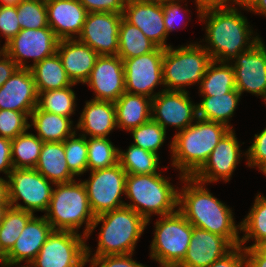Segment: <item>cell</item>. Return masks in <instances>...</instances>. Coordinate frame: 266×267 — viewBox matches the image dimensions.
<instances>
[{
  "label": "cell",
  "mask_w": 266,
  "mask_h": 267,
  "mask_svg": "<svg viewBox=\"0 0 266 267\" xmlns=\"http://www.w3.org/2000/svg\"><path fill=\"white\" fill-rule=\"evenodd\" d=\"M178 189V211L196 228L224 237L233 247L240 245L241 222L236 224L233 210L193 177H183Z\"/></svg>",
  "instance_id": "1"
},
{
  "label": "cell",
  "mask_w": 266,
  "mask_h": 267,
  "mask_svg": "<svg viewBox=\"0 0 266 267\" xmlns=\"http://www.w3.org/2000/svg\"><path fill=\"white\" fill-rule=\"evenodd\" d=\"M199 21L206 25L205 38L199 43L205 42L201 45L214 61L230 63L262 39L239 9L226 7L203 12Z\"/></svg>",
  "instance_id": "2"
},
{
  "label": "cell",
  "mask_w": 266,
  "mask_h": 267,
  "mask_svg": "<svg viewBox=\"0 0 266 267\" xmlns=\"http://www.w3.org/2000/svg\"><path fill=\"white\" fill-rule=\"evenodd\" d=\"M230 129L219 122L197 118L169 142L171 166L179 170V180L192 177L206 162L221 138Z\"/></svg>",
  "instance_id": "3"
},
{
  "label": "cell",
  "mask_w": 266,
  "mask_h": 267,
  "mask_svg": "<svg viewBox=\"0 0 266 267\" xmlns=\"http://www.w3.org/2000/svg\"><path fill=\"white\" fill-rule=\"evenodd\" d=\"M101 224L96 251L86 244V257L134 254L136 245L147 229V221L133 209L121 207L95 216L86 240Z\"/></svg>",
  "instance_id": "4"
},
{
  "label": "cell",
  "mask_w": 266,
  "mask_h": 267,
  "mask_svg": "<svg viewBox=\"0 0 266 267\" xmlns=\"http://www.w3.org/2000/svg\"><path fill=\"white\" fill-rule=\"evenodd\" d=\"M171 178L156 174H127L125 195L130 202L125 206L141 215L150 225L152 215L166 216L178 210V186ZM176 187V188H175Z\"/></svg>",
  "instance_id": "5"
},
{
  "label": "cell",
  "mask_w": 266,
  "mask_h": 267,
  "mask_svg": "<svg viewBox=\"0 0 266 267\" xmlns=\"http://www.w3.org/2000/svg\"><path fill=\"white\" fill-rule=\"evenodd\" d=\"M44 216L53 230L79 233V229L84 225L82 233L87 237L95 215L91 211L86 188L81 179L55 184L50 205Z\"/></svg>",
  "instance_id": "6"
},
{
  "label": "cell",
  "mask_w": 266,
  "mask_h": 267,
  "mask_svg": "<svg viewBox=\"0 0 266 267\" xmlns=\"http://www.w3.org/2000/svg\"><path fill=\"white\" fill-rule=\"evenodd\" d=\"M211 61L209 53L198 41L165 48L162 65L164 89L188 91L186 87L199 85Z\"/></svg>",
  "instance_id": "7"
},
{
  "label": "cell",
  "mask_w": 266,
  "mask_h": 267,
  "mask_svg": "<svg viewBox=\"0 0 266 267\" xmlns=\"http://www.w3.org/2000/svg\"><path fill=\"white\" fill-rule=\"evenodd\" d=\"M150 259L159 266H178L184 259L192 236V225L177 210L154 222Z\"/></svg>",
  "instance_id": "8"
},
{
  "label": "cell",
  "mask_w": 266,
  "mask_h": 267,
  "mask_svg": "<svg viewBox=\"0 0 266 267\" xmlns=\"http://www.w3.org/2000/svg\"><path fill=\"white\" fill-rule=\"evenodd\" d=\"M10 206L31 213L48 210L54 183L35 168H13L7 177ZM22 200L23 204H20Z\"/></svg>",
  "instance_id": "9"
},
{
  "label": "cell",
  "mask_w": 266,
  "mask_h": 267,
  "mask_svg": "<svg viewBox=\"0 0 266 267\" xmlns=\"http://www.w3.org/2000/svg\"><path fill=\"white\" fill-rule=\"evenodd\" d=\"M89 178L81 180L86 188L89 205L95 216L125 206L126 171L116 164L109 168L90 171Z\"/></svg>",
  "instance_id": "10"
},
{
  "label": "cell",
  "mask_w": 266,
  "mask_h": 267,
  "mask_svg": "<svg viewBox=\"0 0 266 267\" xmlns=\"http://www.w3.org/2000/svg\"><path fill=\"white\" fill-rule=\"evenodd\" d=\"M86 244L81 232L53 230L31 263L35 267H85Z\"/></svg>",
  "instance_id": "11"
},
{
  "label": "cell",
  "mask_w": 266,
  "mask_h": 267,
  "mask_svg": "<svg viewBox=\"0 0 266 267\" xmlns=\"http://www.w3.org/2000/svg\"><path fill=\"white\" fill-rule=\"evenodd\" d=\"M163 56L164 49L157 47L147 54L122 60L126 92L152 99L161 92L155 91L159 85L165 90L162 75Z\"/></svg>",
  "instance_id": "12"
},
{
  "label": "cell",
  "mask_w": 266,
  "mask_h": 267,
  "mask_svg": "<svg viewBox=\"0 0 266 267\" xmlns=\"http://www.w3.org/2000/svg\"><path fill=\"white\" fill-rule=\"evenodd\" d=\"M59 38L48 26L39 29H22L6 43V54L19 68H31L44 58L57 52ZM32 64L28 63V59Z\"/></svg>",
  "instance_id": "13"
},
{
  "label": "cell",
  "mask_w": 266,
  "mask_h": 267,
  "mask_svg": "<svg viewBox=\"0 0 266 267\" xmlns=\"http://www.w3.org/2000/svg\"><path fill=\"white\" fill-rule=\"evenodd\" d=\"M151 118L166 131L176 128L178 133L193 124L197 117V103L189 91L163 90L152 98Z\"/></svg>",
  "instance_id": "14"
},
{
  "label": "cell",
  "mask_w": 266,
  "mask_h": 267,
  "mask_svg": "<svg viewBox=\"0 0 266 267\" xmlns=\"http://www.w3.org/2000/svg\"><path fill=\"white\" fill-rule=\"evenodd\" d=\"M243 157H247L246 150L243 153L235 130L230 129L192 177L205 184L216 183L219 180L229 182Z\"/></svg>",
  "instance_id": "15"
},
{
  "label": "cell",
  "mask_w": 266,
  "mask_h": 267,
  "mask_svg": "<svg viewBox=\"0 0 266 267\" xmlns=\"http://www.w3.org/2000/svg\"><path fill=\"white\" fill-rule=\"evenodd\" d=\"M236 89L241 94L251 93L260 98L266 92V45L263 39L250 50L238 54L231 62Z\"/></svg>",
  "instance_id": "16"
},
{
  "label": "cell",
  "mask_w": 266,
  "mask_h": 267,
  "mask_svg": "<svg viewBox=\"0 0 266 267\" xmlns=\"http://www.w3.org/2000/svg\"><path fill=\"white\" fill-rule=\"evenodd\" d=\"M122 14L89 12L77 39L91 47L98 55H117Z\"/></svg>",
  "instance_id": "17"
},
{
  "label": "cell",
  "mask_w": 266,
  "mask_h": 267,
  "mask_svg": "<svg viewBox=\"0 0 266 267\" xmlns=\"http://www.w3.org/2000/svg\"><path fill=\"white\" fill-rule=\"evenodd\" d=\"M84 84L94 92L93 99L116 102L126 92L122 59L118 55H99Z\"/></svg>",
  "instance_id": "18"
},
{
  "label": "cell",
  "mask_w": 266,
  "mask_h": 267,
  "mask_svg": "<svg viewBox=\"0 0 266 267\" xmlns=\"http://www.w3.org/2000/svg\"><path fill=\"white\" fill-rule=\"evenodd\" d=\"M123 18L138 27L157 47L168 48L164 23L163 2L150 0H127Z\"/></svg>",
  "instance_id": "19"
},
{
  "label": "cell",
  "mask_w": 266,
  "mask_h": 267,
  "mask_svg": "<svg viewBox=\"0 0 266 267\" xmlns=\"http://www.w3.org/2000/svg\"><path fill=\"white\" fill-rule=\"evenodd\" d=\"M38 92L29 68H18L0 87V109L25 113L28 117L37 107Z\"/></svg>",
  "instance_id": "20"
},
{
  "label": "cell",
  "mask_w": 266,
  "mask_h": 267,
  "mask_svg": "<svg viewBox=\"0 0 266 267\" xmlns=\"http://www.w3.org/2000/svg\"><path fill=\"white\" fill-rule=\"evenodd\" d=\"M233 246L222 236L192 226V236L180 267H208Z\"/></svg>",
  "instance_id": "21"
},
{
  "label": "cell",
  "mask_w": 266,
  "mask_h": 267,
  "mask_svg": "<svg viewBox=\"0 0 266 267\" xmlns=\"http://www.w3.org/2000/svg\"><path fill=\"white\" fill-rule=\"evenodd\" d=\"M46 9L48 26L60 40L80 35L88 12L78 0H53Z\"/></svg>",
  "instance_id": "22"
},
{
  "label": "cell",
  "mask_w": 266,
  "mask_h": 267,
  "mask_svg": "<svg viewBox=\"0 0 266 267\" xmlns=\"http://www.w3.org/2000/svg\"><path fill=\"white\" fill-rule=\"evenodd\" d=\"M53 228L45 216H33L26 224L12 249L6 254V264L31 263L46 242Z\"/></svg>",
  "instance_id": "23"
},
{
  "label": "cell",
  "mask_w": 266,
  "mask_h": 267,
  "mask_svg": "<svg viewBox=\"0 0 266 267\" xmlns=\"http://www.w3.org/2000/svg\"><path fill=\"white\" fill-rule=\"evenodd\" d=\"M57 53L65 72L76 85L79 83L84 85L99 56L91 47L77 38L59 40Z\"/></svg>",
  "instance_id": "24"
},
{
  "label": "cell",
  "mask_w": 266,
  "mask_h": 267,
  "mask_svg": "<svg viewBox=\"0 0 266 267\" xmlns=\"http://www.w3.org/2000/svg\"><path fill=\"white\" fill-rule=\"evenodd\" d=\"M118 129L114 102L87 100L76 123V131L85 137L108 138L113 130Z\"/></svg>",
  "instance_id": "25"
},
{
  "label": "cell",
  "mask_w": 266,
  "mask_h": 267,
  "mask_svg": "<svg viewBox=\"0 0 266 267\" xmlns=\"http://www.w3.org/2000/svg\"><path fill=\"white\" fill-rule=\"evenodd\" d=\"M29 128L43 142H64L76 132V124L68 117L43 111L36 107L29 116ZM75 126V127H73Z\"/></svg>",
  "instance_id": "26"
},
{
  "label": "cell",
  "mask_w": 266,
  "mask_h": 267,
  "mask_svg": "<svg viewBox=\"0 0 266 267\" xmlns=\"http://www.w3.org/2000/svg\"><path fill=\"white\" fill-rule=\"evenodd\" d=\"M117 128L129 132L151 119L152 99L124 92L114 102Z\"/></svg>",
  "instance_id": "27"
},
{
  "label": "cell",
  "mask_w": 266,
  "mask_h": 267,
  "mask_svg": "<svg viewBox=\"0 0 266 267\" xmlns=\"http://www.w3.org/2000/svg\"><path fill=\"white\" fill-rule=\"evenodd\" d=\"M35 169L54 184L78 179L68 168L63 142H43Z\"/></svg>",
  "instance_id": "28"
},
{
  "label": "cell",
  "mask_w": 266,
  "mask_h": 267,
  "mask_svg": "<svg viewBox=\"0 0 266 267\" xmlns=\"http://www.w3.org/2000/svg\"><path fill=\"white\" fill-rule=\"evenodd\" d=\"M241 97L237 90H232L223 95L201 96L200 103L197 102V117L219 122L229 129H234L230 122L238 108Z\"/></svg>",
  "instance_id": "29"
},
{
  "label": "cell",
  "mask_w": 266,
  "mask_h": 267,
  "mask_svg": "<svg viewBox=\"0 0 266 267\" xmlns=\"http://www.w3.org/2000/svg\"><path fill=\"white\" fill-rule=\"evenodd\" d=\"M38 93L55 89H62L73 84L62 65L56 52L52 56L44 58L30 68Z\"/></svg>",
  "instance_id": "30"
},
{
  "label": "cell",
  "mask_w": 266,
  "mask_h": 267,
  "mask_svg": "<svg viewBox=\"0 0 266 267\" xmlns=\"http://www.w3.org/2000/svg\"><path fill=\"white\" fill-rule=\"evenodd\" d=\"M198 89L199 96L223 95L237 90L232 64L212 60L207 66Z\"/></svg>",
  "instance_id": "31"
},
{
  "label": "cell",
  "mask_w": 266,
  "mask_h": 267,
  "mask_svg": "<svg viewBox=\"0 0 266 267\" xmlns=\"http://www.w3.org/2000/svg\"><path fill=\"white\" fill-rule=\"evenodd\" d=\"M241 231L240 245L243 248L258 247L266 241V196L259 192L255 195L253 205L241 221ZM250 240L253 244L246 246Z\"/></svg>",
  "instance_id": "32"
},
{
  "label": "cell",
  "mask_w": 266,
  "mask_h": 267,
  "mask_svg": "<svg viewBox=\"0 0 266 267\" xmlns=\"http://www.w3.org/2000/svg\"><path fill=\"white\" fill-rule=\"evenodd\" d=\"M118 39L117 55L122 60L147 54L157 48L138 27L130 24L123 17L120 22Z\"/></svg>",
  "instance_id": "33"
},
{
  "label": "cell",
  "mask_w": 266,
  "mask_h": 267,
  "mask_svg": "<svg viewBox=\"0 0 266 267\" xmlns=\"http://www.w3.org/2000/svg\"><path fill=\"white\" fill-rule=\"evenodd\" d=\"M159 155L134 144L119 149L118 163L127 174H156L160 169Z\"/></svg>",
  "instance_id": "34"
},
{
  "label": "cell",
  "mask_w": 266,
  "mask_h": 267,
  "mask_svg": "<svg viewBox=\"0 0 266 267\" xmlns=\"http://www.w3.org/2000/svg\"><path fill=\"white\" fill-rule=\"evenodd\" d=\"M43 141L28 130L11 140L13 168H35Z\"/></svg>",
  "instance_id": "35"
},
{
  "label": "cell",
  "mask_w": 266,
  "mask_h": 267,
  "mask_svg": "<svg viewBox=\"0 0 266 267\" xmlns=\"http://www.w3.org/2000/svg\"><path fill=\"white\" fill-rule=\"evenodd\" d=\"M70 85L62 89H55L38 93L37 107L43 111L62 115L71 119L77 110V97Z\"/></svg>",
  "instance_id": "36"
},
{
  "label": "cell",
  "mask_w": 266,
  "mask_h": 267,
  "mask_svg": "<svg viewBox=\"0 0 266 267\" xmlns=\"http://www.w3.org/2000/svg\"><path fill=\"white\" fill-rule=\"evenodd\" d=\"M88 171L104 169L118 164L119 148L108 138L86 137Z\"/></svg>",
  "instance_id": "37"
},
{
  "label": "cell",
  "mask_w": 266,
  "mask_h": 267,
  "mask_svg": "<svg viewBox=\"0 0 266 267\" xmlns=\"http://www.w3.org/2000/svg\"><path fill=\"white\" fill-rule=\"evenodd\" d=\"M36 214L9 207L0 224V246L7 254L25 228L27 222Z\"/></svg>",
  "instance_id": "38"
},
{
  "label": "cell",
  "mask_w": 266,
  "mask_h": 267,
  "mask_svg": "<svg viewBox=\"0 0 266 267\" xmlns=\"http://www.w3.org/2000/svg\"><path fill=\"white\" fill-rule=\"evenodd\" d=\"M131 132V133H130ZM133 138V143L142 149L158 154V150L161 149L167 140V131L152 118L144 124L133 128L129 131Z\"/></svg>",
  "instance_id": "39"
},
{
  "label": "cell",
  "mask_w": 266,
  "mask_h": 267,
  "mask_svg": "<svg viewBox=\"0 0 266 267\" xmlns=\"http://www.w3.org/2000/svg\"><path fill=\"white\" fill-rule=\"evenodd\" d=\"M78 135V136H77ZM65 159L70 172L77 178L88 172L87 139L76 131L64 142Z\"/></svg>",
  "instance_id": "40"
},
{
  "label": "cell",
  "mask_w": 266,
  "mask_h": 267,
  "mask_svg": "<svg viewBox=\"0 0 266 267\" xmlns=\"http://www.w3.org/2000/svg\"><path fill=\"white\" fill-rule=\"evenodd\" d=\"M16 6L21 30L48 27L46 3L42 0H22Z\"/></svg>",
  "instance_id": "41"
},
{
  "label": "cell",
  "mask_w": 266,
  "mask_h": 267,
  "mask_svg": "<svg viewBox=\"0 0 266 267\" xmlns=\"http://www.w3.org/2000/svg\"><path fill=\"white\" fill-rule=\"evenodd\" d=\"M29 117L19 111L0 109V136L10 140L29 130Z\"/></svg>",
  "instance_id": "42"
},
{
  "label": "cell",
  "mask_w": 266,
  "mask_h": 267,
  "mask_svg": "<svg viewBox=\"0 0 266 267\" xmlns=\"http://www.w3.org/2000/svg\"><path fill=\"white\" fill-rule=\"evenodd\" d=\"M250 143L246 150V166L262 172L266 168V127L260 133L254 134Z\"/></svg>",
  "instance_id": "43"
},
{
  "label": "cell",
  "mask_w": 266,
  "mask_h": 267,
  "mask_svg": "<svg viewBox=\"0 0 266 267\" xmlns=\"http://www.w3.org/2000/svg\"><path fill=\"white\" fill-rule=\"evenodd\" d=\"M20 30L17 6L0 5V37H4V44L15 37Z\"/></svg>",
  "instance_id": "44"
},
{
  "label": "cell",
  "mask_w": 266,
  "mask_h": 267,
  "mask_svg": "<svg viewBox=\"0 0 266 267\" xmlns=\"http://www.w3.org/2000/svg\"><path fill=\"white\" fill-rule=\"evenodd\" d=\"M186 1L187 0H175V1L163 2V15H164V23L167 32V37L169 36L170 32H173L174 30L178 29L176 26L178 25L176 24L177 20L181 19L180 21L182 23L184 17L185 19L188 17L187 13L190 12V9H188L187 4H185V7L182 6L183 5L182 3Z\"/></svg>",
  "instance_id": "45"
},
{
  "label": "cell",
  "mask_w": 266,
  "mask_h": 267,
  "mask_svg": "<svg viewBox=\"0 0 266 267\" xmlns=\"http://www.w3.org/2000/svg\"><path fill=\"white\" fill-rule=\"evenodd\" d=\"M134 254L110 255L101 257H86V264L89 267H146V265L136 261Z\"/></svg>",
  "instance_id": "46"
},
{
  "label": "cell",
  "mask_w": 266,
  "mask_h": 267,
  "mask_svg": "<svg viewBox=\"0 0 266 267\" xmlns=\"http://www.w3.org/2000/svg\"><path fill=\"white\" fill-rule=\"evenodd\" d=\"M89 12H111L123 14L127 0H78Z\"/></svg>",
  "instance_id": "47"
},
{
  "label": "cell",
  "mask_w": 266,
  "mask_h": 267,
  "mask_svg": "<svg viewBox=\"0 0 266 267\" xmlns=\"http://www.w3.org/2000/svg\"><path fill=\"white\" fill-rule=\"evenodd\" d=\"M246 265V255L244 248L239 245L233 247L222 258L214 261L208 267H244Z\"/></svg>",
  "instance_id": "48"
},
{
  "label": "cell",
  "mask_w": 266,
  "mask_h": 267,
  "mask_svg": "<svg viewBox=\"0 0 266 267\" xmlns=\"http://www.w3.org/2000/svg\"><path fill=\"white\" fill-rule=\"evenodd\" d=\"M12 169L11 140L0 136V173L7 178Z\"/></svg>",
  "instance_id": "49"
},
{
  "label": "cell",
  "mask_w": 266,
  "mask_h": 267,
  "mask_svg": "<svg viewBox=\"0 0 266 267\" xmlns=\"http://www.w3.org/2000/svg\"><path fill=\"white\" fill-rule=\"evenodd\" d=\"M247 267H266V254L258 247L244 248Z\"/></svg>",
  "instance_id": "50"
},
{
  "label": "cell",
  "mask_w": 266,
  "mask_h": 267,
  "mask_svg": "<svg viewBox=\"0 0 266 267\" xmlns=\"http://www.w3.org/2000/svg\"><path fill=\"white\" fill-rule=\"evenodd\" d=\"M15 61L6 53L0 57V87L14 74L18 69Z\"/></svg>",
  "instance_id": "51"
},
{
  "label": "cell",
  "mask_w": 266,
  "mask_h": 267,
  "mask_svg": "<svg viewBox=\"0 0 266 267\" xmlns=\"http://www.w3.org/2000/svg\"><path fill=\"white\" fill-rule=\"evenodd\" d=\"M194 2L198 20L200 14L203 12L229 7L228 0H194Z\"/></svg>",
  "instance_id": "52"
},
{
  "label": "cell",
  "mask_w": 266,
  "mask_h": 267,
  "mask_svg": "<svg viewBox=\"0 0 266 267\" xmlns=\"http://www.w3.org/2000/svg\"><path fill=\"white\" fill-rule=\"evenodd\" d=\"M229 7L250 12L259 0H228Z\"/></svg>",
  "instance_id": "53"
},
{
  "label": "cell",
  "mask_w": 266,
  "mask_h": 267,
  "mask_svg": "<svg viewBox=\"0 0 266 267\" xmlns=\"http://www.w3.org/2000/svg\"><path fill=\"white\" fill-rule=\"evenodd\" d=\"M0 205H10L7 178L0 176Z\"/></svg>",
  "instance_id": "54"
},
{
  "label": "cell",
  "mask_w": 266,
  "mask_h": 267,
  "mask_svg": "<svg viewBox=\"0 0 266 267\" xmlns=\"http://www.w3.org/2000/svg\"><path fill=\"white\" fill-rule=\"evenodd\" d=\"M264 15L266 17V0H259L256 6L250 11V13Z\"/></svg>",
  "instance_id": "55"
},
{
  "label": "cell",
  "mask_w": 266,
  "mask_h": 267,
  "mask_svg": "<svg viewBox=\"0 0 266 267\" xmlns=\"http://www.w3.org/2000/svg\"><path fill=\"white\" fill-rule=\"evenodd\" d=\"M9 207L10 205H0V224L2 223L5 213Z\"/></svg>",
  "instance_id": "56"
},
{
  "label": "cell",
  "mask_w": 266,
  "mask_h": 267,
  "mask_svg": "<svg viewBox=\"0 0 266 267\" xmlns=\"http://www.w3.org/2000/svg\"><path fill=\"white\" fill-rule=\"evenodd\" d=\"M22 0H0V5H14L16 6Z\"/></svg>",
  "instance_id": "57"
},
{
  "label": "cell",
  "mask_w": 266,
  "mask_h": 267,
  "mask_svg": "<svg viewBox=\"0 0 266 267\" xmlns=\"http://www.w3.org/2000/svg\"><path fill=\"white\" fill-rule=\"evenodd\" d=\"M6 265V253L2 250L0 246V266Z\"/></svg>",
  "instance_id": "58"
},
{
  "label": "cell",
  "mask_w": 266,
  "mask_h": 267,
  "mask_svg": "<svg viewBox=\"0 0 266 267\" xmlns=\"http://www.w3.org/2000/svg\"><path fill=\"white\" fill-rule=\"evenodd\" d=\"M14 266H17V267H35L32 263H26V265H21V263H18V264H6V267H14Z\"/></svg>",
  "instance_id": "59"
},
{
  "label": "cell",
  "mask_w": 266,
  "mask_h": 267,
  "mask_svg": "<svg viewBox=\"0 0 266 267\" xmlns=\"http://www.w3.org/2000/svg\"><path fill=\"white\" fill-rule=\"evenodd\" d=\"M258 248H259L264 254H266V241L263 242L261 245H259Z\"/></svg>",
  "instance_id": "60"
},
{
  "label": "cell",
  "mask_w": 266,
  "mask_h": 267,
  "mask_svg": "<svg viewBox=\"0 0 266 267\" xmlns=\"http://www.w3.org/2000/svg\"><path fill=\"white\" fill-rule=\"evenodd\" d=\"M5 53H6V44L2 45V47L0 46V57L3 56Z\"/></svg>",
  "instance_id": "61"
},
{
  "label": "cell",
  "mask_w": 266,
  "mask_h": 267,
  "mask_svg": "<svg viewBox=\"0 0 266 267\" xmlns=\"http://www.w3.org/2000/svg\"><path fill=\"white\" fill-rule=\"evenodd\" d=\"M150 1H155V2H166V1H175V0H150Z\"/></svg>",
  "instance_id": "62"
},
{
  "label": "cell",
  "mask_w": 266,
  "mask_h": 267,
  "mask_svg": "<svg viewBox=\"0 0 266 267\" xmlns=\"http://www.w3.org/2000/svg\"><path fill=\"white\" fill-rule=\"evenodd\" d=\"M261 99H263V101L266 103V92L264 93V95L261 97ZM266 105V104H265Z\"/></svg>",
  "instance_id": "63"
},
{
  "label": "cell",
  "mask_w": 266,
  "mask_h": 267,
  "mask_svg": "<svg viewBox=\"0 0 266 267\" xmlns=\"http://www.w3.org/2000/svg\"><path fill=\"white\" fill-rule=\"evenodd\" d=\"M261 173L266 176V168Z\"/></svg>",
  "instance_id": "64"
},
{
  "label": "cell",
  "mask_w": 266,
  "mask_h": 267,
  "mask_svg": "<svg viewBox=\"0 0 266 267\" xmlns=\"http://www.w3.org/2000/svg\"><path fill=\"white\" fill-rule=\"evenodd\" d=\"M44 3H47V2H50V1H53V0H42Z\"/></svg>",
  "instance_id": "65"
}]
</instances>
